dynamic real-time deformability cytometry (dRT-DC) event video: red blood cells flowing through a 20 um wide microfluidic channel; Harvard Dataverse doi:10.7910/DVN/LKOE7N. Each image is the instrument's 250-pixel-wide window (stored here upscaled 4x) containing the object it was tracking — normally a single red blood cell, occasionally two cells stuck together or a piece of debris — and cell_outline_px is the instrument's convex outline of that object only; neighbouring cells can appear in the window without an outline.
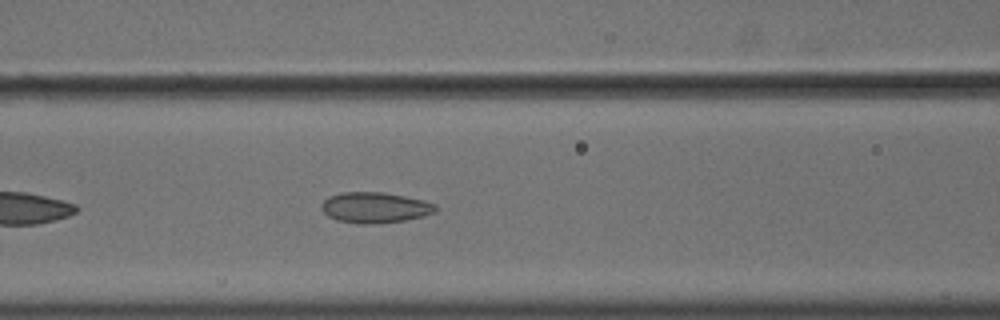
{"species": "common noctule bat (a hibernating species)", "species_latin": "Nyctalus noctula", "temperature_condition": "cold", "stored_images_in_passage": 39, "camera_frame_rate_fps": 3000, "um_per_image_px": 0.085, "animal": {"sex": "male", "body_mass_g": 18.8}, "frame": {"image": 1, "passage_image": 9, "time_ms": 2.667, "image_size_px": [1000, 320], "cell_outline_px": [[436, 212], [424, 216], [404, 220], [364, 224], [336, 220], [328, 216], [320, 208], [320, 204], [328, 196], [344, 192], [384, 192], [424, 200], [436, 204]], "centroid_in_image_um": [31.86, 17.63], "position_along_channel_um": 134.7, "area_um2": 20.35}}
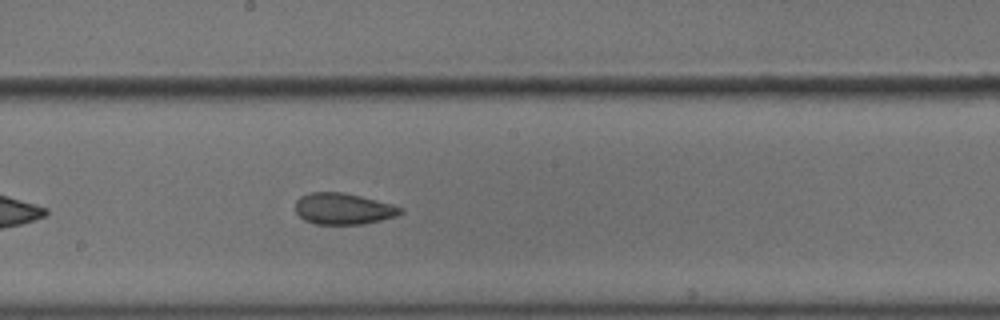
{"frame": {"image": 2, "passage_image": 16, "time_ms": 5.0, "image_size_px": [1000, 320], "cell_outline_px": [[404, 212], [396, 216], [364, 224], [316, 224], [304, 220], [296, 212], [296, 200], [300, 196], [308, 192], [344, 192], [392, 204], [404, 208]], "centroid_in_image_um": [29.18, 17.74], "position_along_channel_um": 219.0, "area_um2": 19.25}}
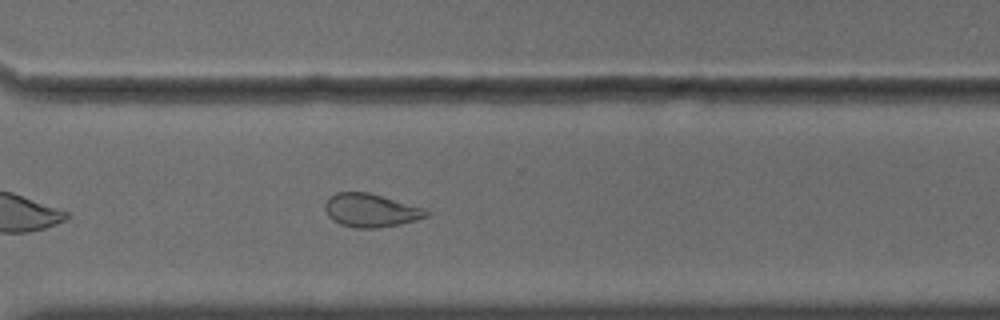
{"frame": {"image": 3, "passage_image": 26, "time_ms": 8.333, "image_size_px": [1000, 320], "cell_outline_px": [[432, 212], [428, 216], [416, 220], [376, 228], [356, 228], [340, 224], [332, 220], [328, 216], [324, 208], [324, 204], [336, 192], [368, 192], [424, 208]], "centroid_in_image_um": [31.51, 17.88], "position_along_channel_um": 339.1, "area_um2": 19.54}, "authors_computed_cell_mechanics": {"area_um2": 19.8832, "velocity_mm_per_s": 3.6082, "shape_relaxation_time_tau1_ms": 6.0205, "shape_relaxation_time_tau2_ms": 2.6808, "deformation_change_tau1": 0.1068, "deformation_change_tau2": 0.078}}